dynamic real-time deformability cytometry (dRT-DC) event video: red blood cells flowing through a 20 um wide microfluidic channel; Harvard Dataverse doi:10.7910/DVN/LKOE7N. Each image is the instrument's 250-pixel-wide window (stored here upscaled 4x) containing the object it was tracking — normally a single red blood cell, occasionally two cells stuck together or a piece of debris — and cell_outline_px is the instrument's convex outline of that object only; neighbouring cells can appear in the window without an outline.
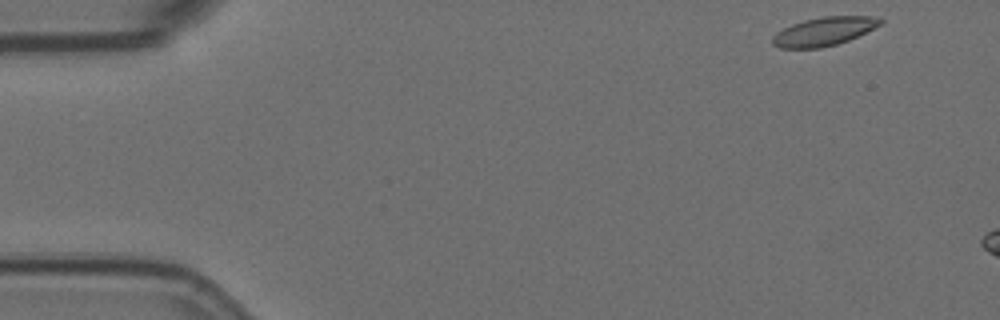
{"species": "Egyptian fruit bat (a non-hibernating species)", "species_latin": "Rousettus aegyptiacus", "temperature_condition": "room temperature", "stored_images_in_passage": 3, "camera_frame_rate_fps": 3000, "um_per_image_px": 0.085, "animal": {"sex": "female"}, "frame": {"image": 1, "passage_image": 1, "time_ms": 0.0, "image_size_px": [1000, 320], "cell_outline_px": [[884, 24], [848, 40], [836, 44], [820, 48], [780, 48], [772, 44], [772, 36], [776, 32], [792, 24], [804, 20], [824, 16], [872, 16], [884, 20]], "centroid_in_image_um": [70.05, 2.66], "position_along_channel_um": 15.0, "area_um2": 17.98}}